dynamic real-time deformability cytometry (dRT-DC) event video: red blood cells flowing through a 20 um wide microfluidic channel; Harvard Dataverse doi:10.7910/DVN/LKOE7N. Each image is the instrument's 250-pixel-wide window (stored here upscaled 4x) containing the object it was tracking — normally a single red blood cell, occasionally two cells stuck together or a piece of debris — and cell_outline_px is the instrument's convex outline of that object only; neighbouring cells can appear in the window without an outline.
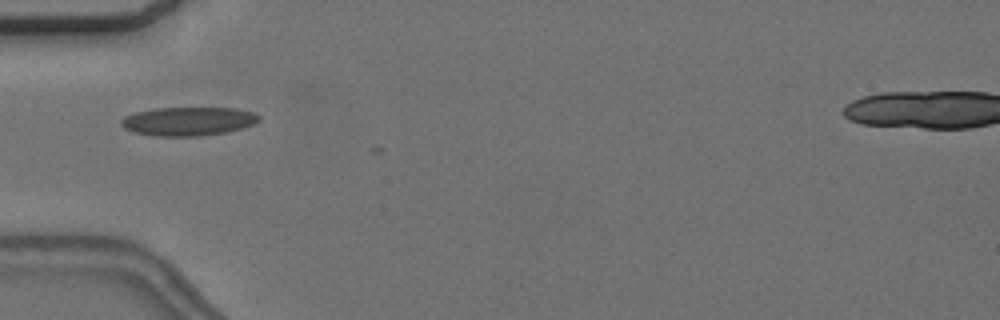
{"species": "common noctule bat (a hibernating species)", "species_latin": "Nyctalus noctula", "temperature_condition": "cold", "stored_images_in_passage": 2, "camera_frame_rate_fps": 3000, "um_per_image_px": 0.085, "animal": {"sex": "female", "body_mass_g": 24.6, "forearm_length_mm": 56.2}, "frame": {"image": 1, "passage_image": 1, "time_ms": 0.0, "image_size_px": [1000, 320], "cell_outline_px": [[260, 120], [252, 124], [228, 132], [200, 136], [156, 136], [132, 132], [124, 128], [120, 124], [120, 120], [124, 116], [136, 112], [156, 108], [236, 108], [252, 112], [260, 116]], "centroid_in_image_um": [15.97, 10.31], "position_along_channel_um": 69.0, "area_um2": 23.06}}